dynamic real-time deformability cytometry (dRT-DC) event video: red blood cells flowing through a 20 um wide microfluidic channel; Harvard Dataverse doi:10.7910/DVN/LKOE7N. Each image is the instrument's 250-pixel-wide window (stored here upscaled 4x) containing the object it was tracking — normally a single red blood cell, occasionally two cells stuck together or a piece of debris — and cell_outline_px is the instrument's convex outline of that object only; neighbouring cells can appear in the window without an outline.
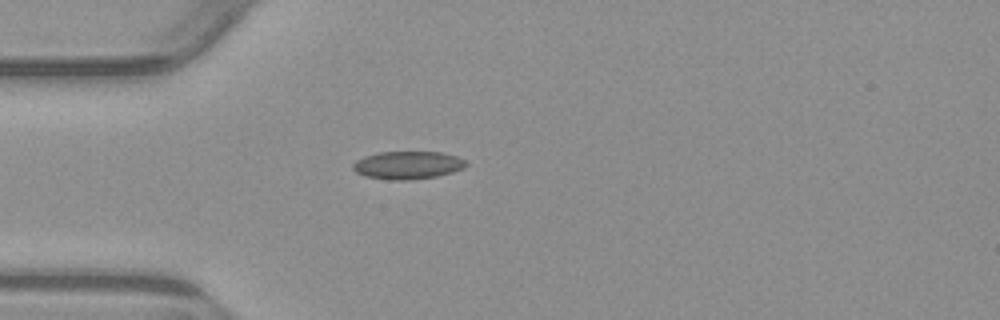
{"species": "common noctule bat (a hibernating species)", "species_latin": "Nyctalus noctula", "temperature_condition": "warm", "stored_images_in_passage": 1, "camera_frame_rate_fps": 3000, "um_per_image_px": 0.085, "animal": {"sex": "male", "body_mass_g": 23.1, "forearm_length_mm": 52.7}, "frame": {"image": 1, "passage_image": 1, "time_ms": 0.0, "image_size_px": [1000, 320], "cell_outline_px": [[468, 164], [464, 168], [452, 172], [436, 176], [412, 180], [392, 180], [364, 176], [356, 172], [352, 168], [352, 164], [356, 160], [364, 156], [380, 152], [444, 152], [456, 156], [464, 160]], "centroid_in_image_um": [34.65, 14.04], "position_along_channel_um": 50.4, "area_um2": 18.44}}